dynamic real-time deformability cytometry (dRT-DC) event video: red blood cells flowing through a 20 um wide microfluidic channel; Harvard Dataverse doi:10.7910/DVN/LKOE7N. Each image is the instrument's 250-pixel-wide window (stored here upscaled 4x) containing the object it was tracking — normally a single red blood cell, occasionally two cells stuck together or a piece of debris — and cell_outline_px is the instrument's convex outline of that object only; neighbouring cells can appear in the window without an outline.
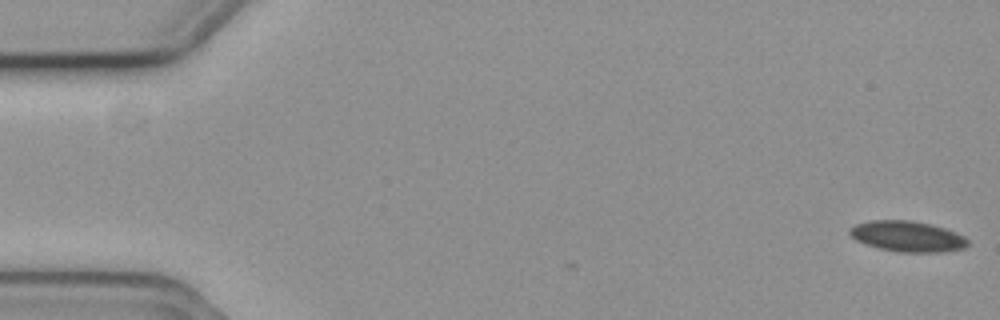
{"species": "common noctule bat (a hibernating species)", "species_latin": "Nyctalus noctula", "temperature_condition": "cold", "stored_images_in_passage": 3, "camera_frame_rate_fps": 3000, "um_per_image_px": 0.085, "animal": {"sex": "female", "body_mass_g": 19.3, "forearm_length_mm": 54.1}, "frame": {"image": 1, "passage_image": 1, "time_ms": 0.0, "image_size_px": [1000, 320], "cell_outline_px": [[968, 244], [964, 248], [944, 252], [900, 252], [880, 248], [856, 240], [848, 232], [848, 228], [856, 224], [872, 220], [908, 220], [928, 224], [944, 228], [964, 236], [968, 240]], "centroid_in_image_um": [77.13, 20.09], "position_along_channel_um": 7.9, "area_um2": 20.87}}